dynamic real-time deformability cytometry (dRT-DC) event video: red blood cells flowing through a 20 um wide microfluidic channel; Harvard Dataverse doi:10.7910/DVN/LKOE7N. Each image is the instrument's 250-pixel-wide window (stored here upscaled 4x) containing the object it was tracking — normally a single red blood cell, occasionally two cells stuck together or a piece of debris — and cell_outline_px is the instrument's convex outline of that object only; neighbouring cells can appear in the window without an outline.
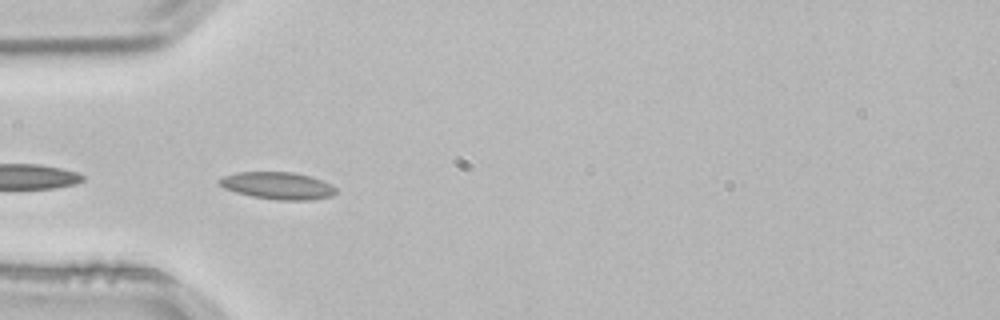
{"species": "common noctule bat (a hibernating species)", "species_latin": "Nyctalus noctula", "temperature_condition": "room temperature", "stored_images_in_passage": 4, "camera_frame_rate_fps": 3000, "um_per_image_px": 0.085, "animal": {"sex": "male", "body_mass_g": 21.5, "forearm_length_mm": 52.0}, "frame": {"image": 1, "passage_image": 4, "time_ms": 1.0, "image_size_px": [1000, 320], "cell_outline_px": [[336, 192], [332, 196], [312, 200], [280, 200], [252, 196], [236, 192], [224, 188], [216, 180], [224, 176], [236, 172], [292, 172], [312, 176], [332, 184], [336, 188]], "centroid_in_image_um": [23.63, 15.77], "position_along_channel_um": 61.4, "area_um2": 18.55}}